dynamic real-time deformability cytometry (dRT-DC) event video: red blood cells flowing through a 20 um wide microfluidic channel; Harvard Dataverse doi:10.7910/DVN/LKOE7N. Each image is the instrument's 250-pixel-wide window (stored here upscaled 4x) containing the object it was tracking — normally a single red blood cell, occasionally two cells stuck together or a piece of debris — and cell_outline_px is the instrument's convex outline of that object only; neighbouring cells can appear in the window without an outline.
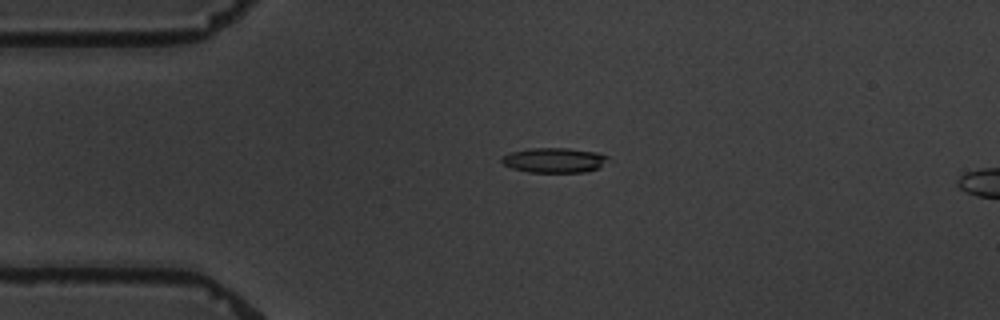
{"species": "common noctule bat (a hibernating species)", "species_latin": "Nyctalus noctula", "temperature_condition": "warm", "stored_images_in_passage": 6, "camera_frame_rate_fps": 3000, "um_per_image_px": 0.085, "animal": {"sex": "male", "body_mass_g": 19.5, "forearm_length_mm": 54.6}, "frame": {"image": 1, "passage_image": 4, "time_ms": 3.667, "image_size_px": [1000, 320], "cell_outline_px": [[612, 160], [600, 168], [584, 172], [528, 172], [512, 168], [504, 164], [500, 160], [504, 156], [512, 152], [528, 148], [568, 148], [596, 152], [608, 156]], "centroid_in_image_um": [47.18, 13.62], "position_along_channel_um": 37.8, "area_um2": 15.55}}